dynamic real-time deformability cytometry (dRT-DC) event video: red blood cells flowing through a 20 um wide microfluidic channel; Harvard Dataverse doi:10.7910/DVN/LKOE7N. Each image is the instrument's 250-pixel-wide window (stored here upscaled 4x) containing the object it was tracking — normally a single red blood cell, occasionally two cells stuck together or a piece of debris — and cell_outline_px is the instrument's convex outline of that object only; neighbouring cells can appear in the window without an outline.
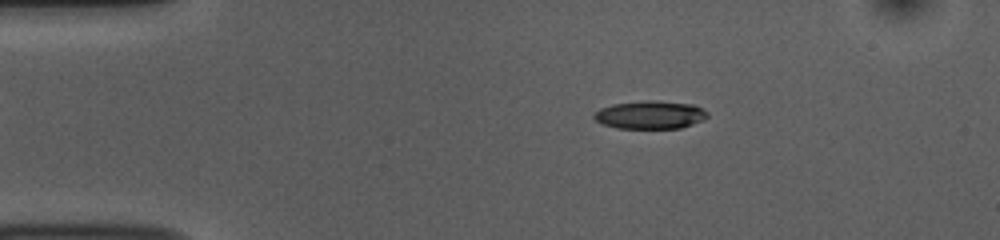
{"species": "common noctule bat (a hibernating species)", "species_latin": "Nyctalus noctula", "temperature_condition": "room temperature", "stored_images_in_passage": 52, "camera_frame_rate_fps": 3000, "um_per_image_px": 0.085, "animal": {"sex": "female", "body_mass_g": 10.0, "forearm_length_mm": 53.1}, "frame": {"image": 1, "passage_image": 8, "time_ms": 2.333, "image_size_px": [1000, 240], "cell_outline_px": [[708, 116], [704, 120], [680, 128], [616, 128], [604, 124], [596, 120], [592, 116], [592, 112], [600, 108], [612, 104], [648, 100], [656, 100], [692, 104], [704, 108], [708, 112]], "centroid_in_image_um": [55.27, 9.75], "position_along_channel_um": 29.7, "area_um2": 18.73}}
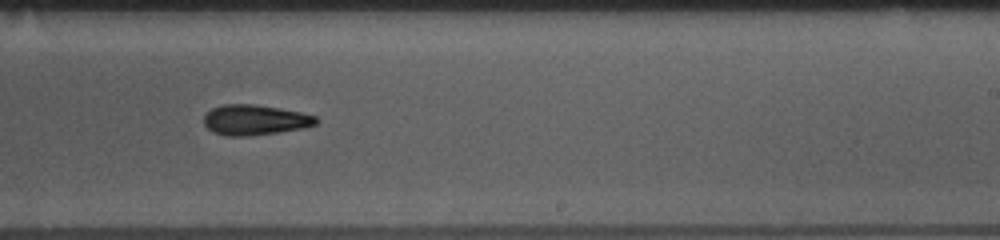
{"frame": {"image": 2, "passage_image": 31, "time_ms": 10.0, "image_size_px": [1000, 240], "cell_outline_px": [[320, 120], [316, 124], [304, 128], [280, 132], [248, 136], [224, 136], [212, 132], [204, 124], [204, 116], [212, 108], [224, 104], [256, 104], [280, 108], [300, 112], [316, 116]], "centroid_in_image_um": [21.68, 10.2], "position_along_channel_um": 267.3, "area_um2": 20.0}}
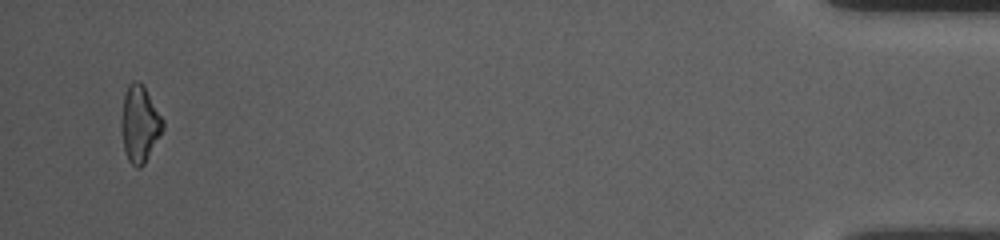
{"frame": {"image": 3, "passage_image": 50, "time_ms": 16.333, "image_size_px": [1000, 240], "cell_outline_px": [[164, 128], [144, 164], [140, 168], [136, 168], [128, 160], [124, 152], [120, 128], [120, 120], [124, 96], [128, 84], [132, 80], [140, 80], [164, 120]], "centroid_in_image_um": [11.85, 10.53], "position_along_channel_um": 423.4, "area_um2": 18.73}, "authors_computed_cell_mechanics": {"area_um2": 19.1607, "velocity_mm_per_s": 3.7514, "shape_relaxation_time_tau1_ms": 3.441, "shape_relaxation_time_tau2_ms": null, "deformation_change_tau1": 0.1358, "deformation_change_tau2": null}}